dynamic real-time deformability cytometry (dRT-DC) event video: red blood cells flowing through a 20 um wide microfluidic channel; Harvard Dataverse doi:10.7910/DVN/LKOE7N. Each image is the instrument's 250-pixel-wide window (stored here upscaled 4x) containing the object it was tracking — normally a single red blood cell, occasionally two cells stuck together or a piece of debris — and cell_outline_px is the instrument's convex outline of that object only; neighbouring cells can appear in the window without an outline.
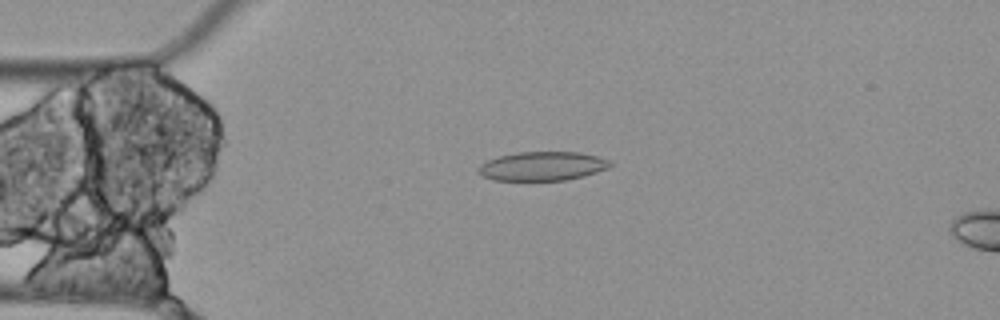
{"species": "Egyptian fruit bat (a non-hibernating species)", "species_latin": "Rousettus aegyptiacus", "temperature_condition": "cold", "stored_images_in_passage": 4, "camera_frame_rate_fps": 3000, "um_per_image_px": 0.085, "animal": {"sex": "female"}, "frame": {"image": 1, "passage_image": 2, "time_ms": 0.333, "image_size_px": [1000, 320], "cell_outline_px": [[612, 164], [608, 168], [584, 176], [564, 180], [492, 180], [480, 176], [476, 172], [476, 168], [480, 164], [496, 156], [516, 152], [580, 152], [612, 160]], "centroid_in_image_um": [46.05, 14.12], "position_along_channel_um": 39.0, "area_um2": 22.54}}
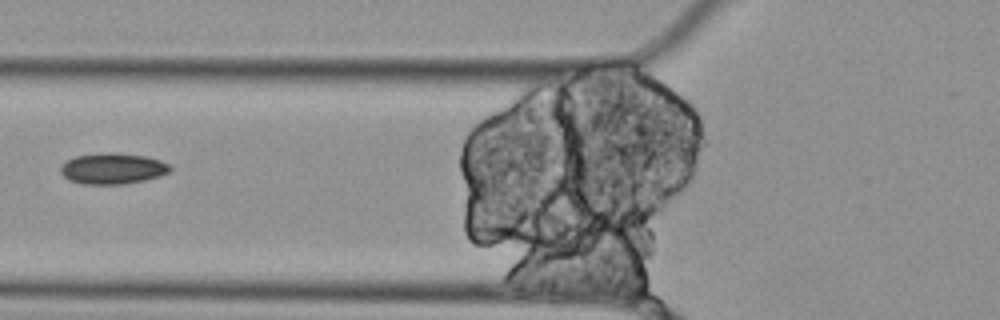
{"frame": {"image": 2, "passage_image": 4, "time_ms": 1.0, "image_size_px": [1000, 320], "cell_outline_px": [[172, 168], [168, 172], [160, 176], [144, 180], [124, 184], [84, 184], [68, 180], [60, 172], [60, 164], [76, 156], [104, 152], [108, 152], [144, 156], [160, 160], [168, 164]], "centroid_in_image_um": [9.55, 14.33], "position_along_channel_um": 116.3, "area_um2": 19.71}}